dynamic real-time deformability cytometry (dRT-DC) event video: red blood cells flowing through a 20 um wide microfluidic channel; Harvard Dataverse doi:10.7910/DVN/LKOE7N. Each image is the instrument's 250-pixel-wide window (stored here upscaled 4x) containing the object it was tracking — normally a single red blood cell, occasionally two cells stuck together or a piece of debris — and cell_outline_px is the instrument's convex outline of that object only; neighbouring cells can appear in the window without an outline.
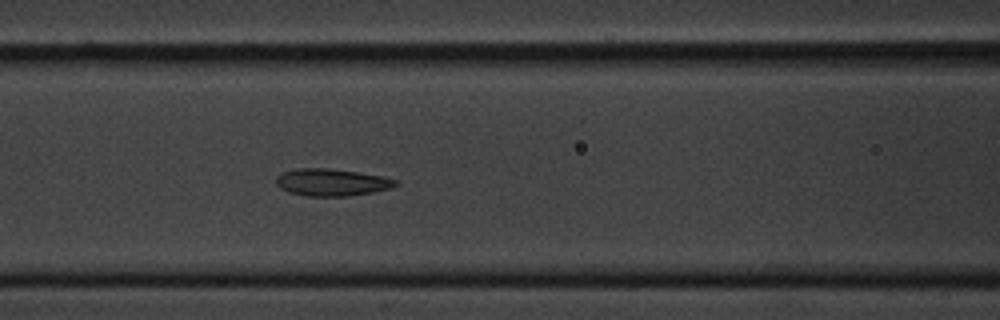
{"species": "common noctule bat (a hibernating species)", "species_latin": "Nyctalus noctula", "temperature_condition": "cold", "stored_images_in_passage": 7, "camera_frame_rate_fps": 3000, "um_per_image_px": 0.085, "animal": {"sex": "male", "body_mass_g": 20.1, "forearm_length_mm": 53.5}, "frame": {"image": 1, "passage_image": 7, "time_ms": 2.0, "image_size_px": [1000, 320], "cell_outline_px": [[400, 184], [388, 188], [372, 192], [348, 196], [308, 196], [288, 192], [280, 188], [276, 184], [276, 176], [280, 172], [296, 168], [328, 168], [384, 176], [396, 180]], "centroid_in_image_um": [28.15, 15.49], "position_along_channel_um": 138.5, "area_um2": 18.96}}